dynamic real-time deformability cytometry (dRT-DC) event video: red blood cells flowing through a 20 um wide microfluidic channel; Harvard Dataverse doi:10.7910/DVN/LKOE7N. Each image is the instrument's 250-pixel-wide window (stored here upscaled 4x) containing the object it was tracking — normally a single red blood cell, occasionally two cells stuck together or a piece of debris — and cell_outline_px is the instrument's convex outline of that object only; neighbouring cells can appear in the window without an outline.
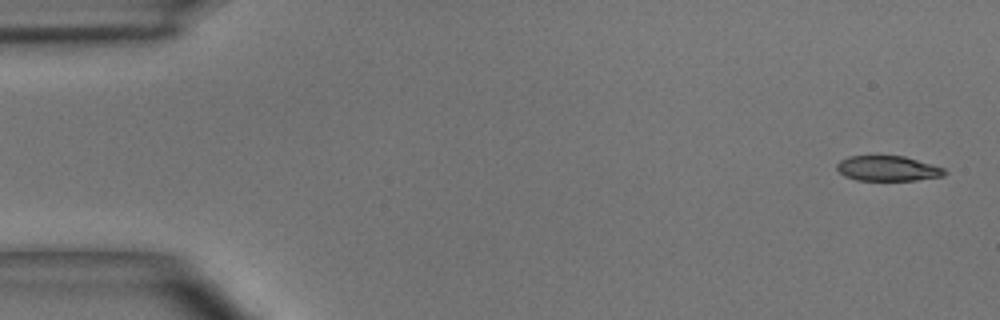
{"species": "common noctule bat (a hibernating species)", "species_latin": "Nyctalus noctula", "temperature_condition": "room temperature", "stored_images_in_passage": 5, "segment_of_instrument_passage": [1, 2], "camera_frame_rate_fps": 3000, "um_per_image_px": 0.085, "animal": {"sex": "male", "body_mass_g": 15.6}, "frame": {"image": 1, "passage_image": 1, "time_ms": 0.0, "image_size_px": [1000, 320], "cell_outline_px": [[948, 172], [944, 176], [916, 180], [856, 180], [844, 176], [836, 168], [836, 164], [840, 160], [848, 156], [904, 156], [932, 164], [944, 168]], "centroid_in_image_um": [75.46, 14.32], "position_along_channel_um": 9.5, "area_um2": 15.84}}
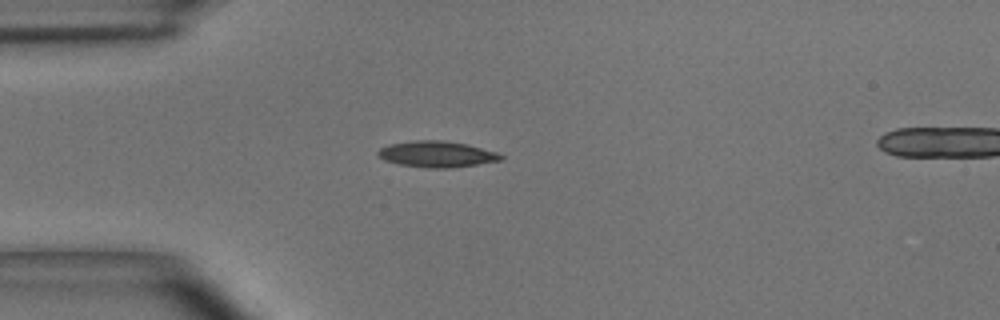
{"frame": {"image": 2, "passage_image": 4, "time_ms": 1.0, "image_size_px": [1000, 320], "cell_outline_px": [[504, 160], [448, 168], [428, 168], [400, 164], [384, 160], [376, 156], [376, 152], [380, 148], [388, 144], [412, 140], [440, 140], [468, 144], [496, 152], [504, 156]], "centroid_in_image_um": [37.09, 13.09], "position_along_channel_um": 47.9, "area_um2": 18.79}}